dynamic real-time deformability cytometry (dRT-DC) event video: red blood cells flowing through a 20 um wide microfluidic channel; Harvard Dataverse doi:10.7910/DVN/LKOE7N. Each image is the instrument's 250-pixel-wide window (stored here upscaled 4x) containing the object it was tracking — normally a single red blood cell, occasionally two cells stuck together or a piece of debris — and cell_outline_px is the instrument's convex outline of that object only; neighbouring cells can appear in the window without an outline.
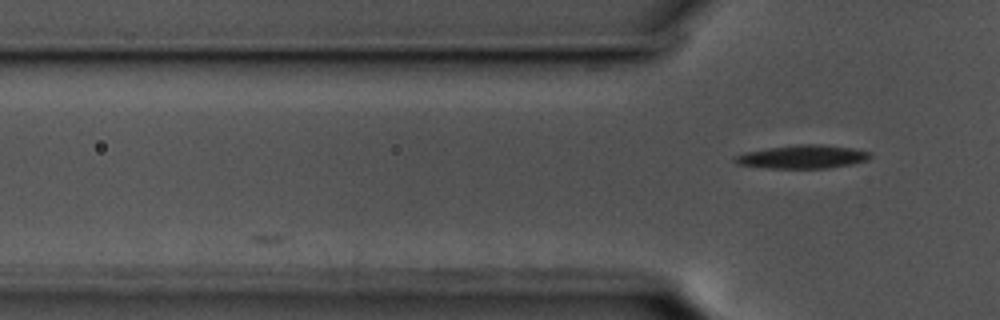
{"species": "common noctule bat (a hibernating species)", "species_latin": "Nyctalus noctula", "temperature_condition": "cold", "stored_images_in_passage": 4, "camera_frame_rate_fps": 3000, "um_per_image_px": 0.085, "animal": {"sex": "male", "body_mass_g": 17.5, "forearm_length_mm": 52.3}, "frame": {"image": 1, "passage_image": 4, "time_ms": 1.0, "image_size_px": [1000, 320], "cell_outline_px": [[872, 156], [868, 160], [852, 164], [828, 168], [768, 168], [736, 164], [732, 160], [736, 156], [748, 152], [768, 148], [796, 144], [820, 144], [852, 148], [868, 152]], "centroid_in_image_um": [68.23, 13.33], "position_along_channel_um": 57.6, "area_um2": 18.32}}